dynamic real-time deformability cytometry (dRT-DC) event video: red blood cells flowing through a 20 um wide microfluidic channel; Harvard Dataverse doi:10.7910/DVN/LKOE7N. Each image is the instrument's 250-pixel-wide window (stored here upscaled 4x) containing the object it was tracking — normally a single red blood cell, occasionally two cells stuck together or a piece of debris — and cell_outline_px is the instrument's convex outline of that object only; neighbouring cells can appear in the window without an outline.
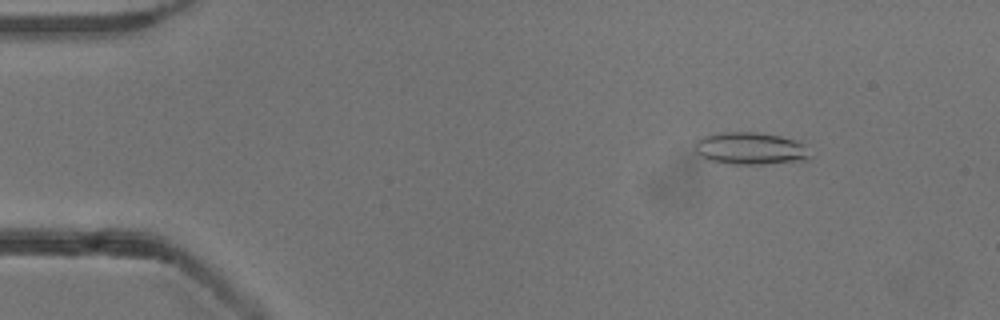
{"species": "common noctule bat (a hibernating species)", "species_latin": "Nyctalus noctula", "temperature_condition": "cold", "stored_images_in_passage": 4, "camera_frame_rate_fps": 3000, "um_per_image_px": 0.085, "animal": {"sex": "male", "body_mass_g": 13.3}, "frame": {"image": 1, "passage_image": 2, "time_ms": 1.333, "image_size_px": [1000, 320], "cell_outline_px": [[812, 156], [808, 160], [764, 164], [728, 164], [708, 160], [700, 156], [696, 152], [692, 144], [700, 136], [724, 132], [756, 132], [780, 136], [796, 140], [804, 144]], "centroid_in_image_um": [63.75, 12.62], "position_along_channel_um": 21.2, "area_um2": 22.08}}